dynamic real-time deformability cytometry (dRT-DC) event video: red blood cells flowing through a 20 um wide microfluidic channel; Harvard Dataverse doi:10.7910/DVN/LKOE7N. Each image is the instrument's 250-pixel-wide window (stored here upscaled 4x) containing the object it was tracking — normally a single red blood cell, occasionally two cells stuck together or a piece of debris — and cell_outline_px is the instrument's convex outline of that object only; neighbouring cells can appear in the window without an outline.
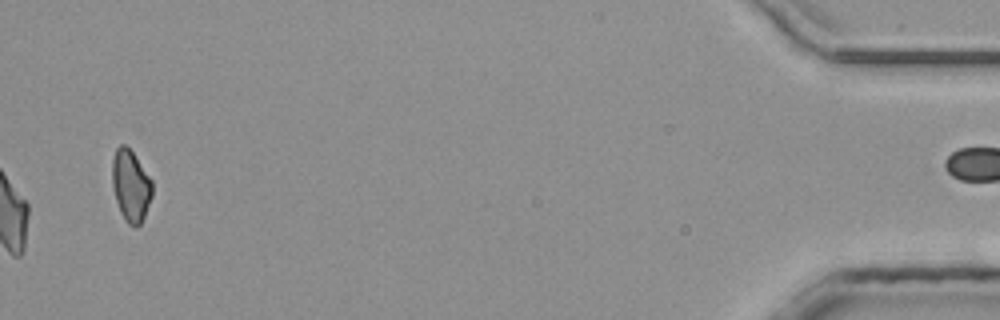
{"species": "common noctule bat (a hibernating species)", "species_latin": "Nyctalus noctula", "temperature_condition": "room temperature", "stored_images_in_passage": 38, "camera_frame_rate_fps": 3000, "um_per_image_px": 0.085, "animal": {"sex": "male", "body_mass_g": 20.4}, "frame": {"image": 1, "passage_image": 38, "time_ms": 12.333, "image_size_px": [1000, 320], "cell_outline_px": [[152, 196], [144, 216], [140, 224], [136, 228], [128, 224], [124, 220], [120, 212], [116, 200], [112, 184], [112, 160], [116, 148], [120, 144], [124, 144], [132, 152], [152, 180]], "centroid_in_image_um": [11.1, 15.8], "position_along_channel_um": 424.1, "area_um2": 16.65}}